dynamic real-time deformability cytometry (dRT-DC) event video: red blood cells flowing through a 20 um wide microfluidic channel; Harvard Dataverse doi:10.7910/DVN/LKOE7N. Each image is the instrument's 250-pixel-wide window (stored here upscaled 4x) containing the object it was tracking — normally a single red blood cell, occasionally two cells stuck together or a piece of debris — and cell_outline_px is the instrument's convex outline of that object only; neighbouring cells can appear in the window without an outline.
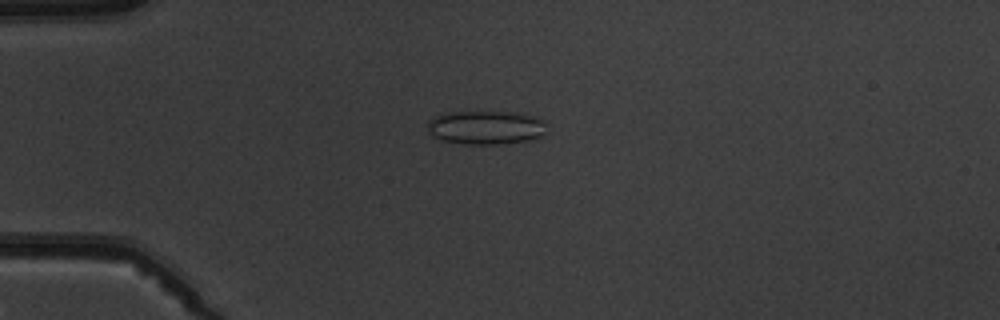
{"species": "common noctule bat (a hibernating species)", "species_latin": "Nyctalus noctula", "temperature_condition": "warm", "stored_images_in_passage": 4, "camera_frame_rate_fps": 3000, "um_per_image_px": 0.085, "animal": {"sex": "male", "body_mass_g": 19.5, "forearm_length_mm": 54.6}, "frame": {"image": 1, "passage_image": 4, "time_ms": 3.667, "image_size_px": [1000, 320], "cell_outline_px": [[544, 132], [540, 136], [532, 140], [500, 144], [464, 144], [440, 140], [428, 132], [428, 120], [432, 116], [444, 112], [516, 112], [536, 116], [544, 120]], "centroid_in_image_um": [41.26, 10.83], "position_along_channel_um": 43.7, "area_um2": 23.7}}